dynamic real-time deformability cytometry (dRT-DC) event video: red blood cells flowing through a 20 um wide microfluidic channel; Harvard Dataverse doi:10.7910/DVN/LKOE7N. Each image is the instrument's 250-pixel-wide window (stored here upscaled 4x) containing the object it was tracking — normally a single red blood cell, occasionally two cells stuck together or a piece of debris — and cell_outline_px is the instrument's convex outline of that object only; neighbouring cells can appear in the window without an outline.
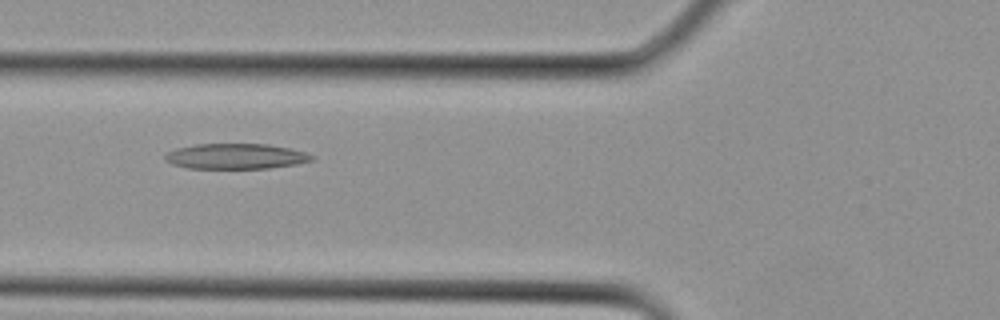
{"species": "Egyptian fruit bat (a non-hibernating species)", "species_latin": "Rousettus aegyptiacus", "temperature_condition": "cold", "stored_images_in_passage": 32, "camera_frame_rate_fps": 3000, "um_per_image_px": 0.085, "animal": {"sex": "female"}, "frame": {"image": 1, "passage_image": 12, "time_ms": 3.667, "image_size_px": [1000, 320], "cell_outline_px": [[316, 160], [296, 164], [268, 168], [188, 168], [172, 164], [164, 160], [164, 156], [168, 152], [176, 148], [196, 144], [268, 144], [288, 148], [304, 152], [316, 156]], "centroid_in_image_um": [20.06, 13.28], "position_along_channel_um": 105.7, "area_um2": 21.73}}
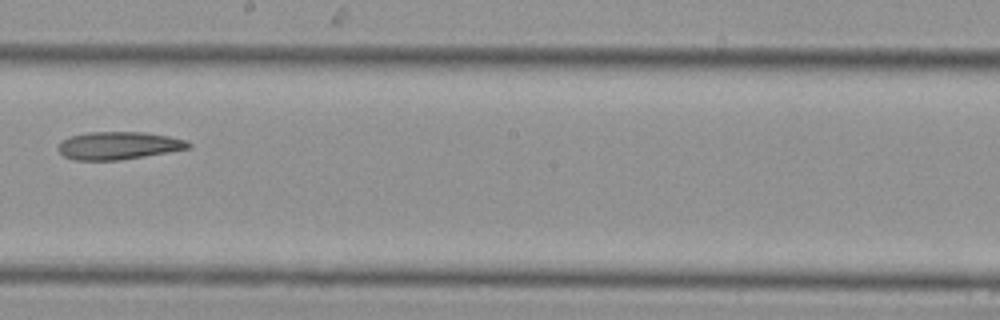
{"frame": {"image": 2, "passage_image": 18, "time_ms": 5.667, "image_size_px": [1000, 320], "cell_outline_px": [[192, 148], [120, 160], [72, 160], [64, 156], [56, 148], [60, 140], [72, 136], [88, 132], [144, 132], [168, 136], [188, 140], [192, 144]], "centroid_in_image_um": [10.08, 12.37], "position_along_channel_um": 238.1, "area_um2": 21.21}}
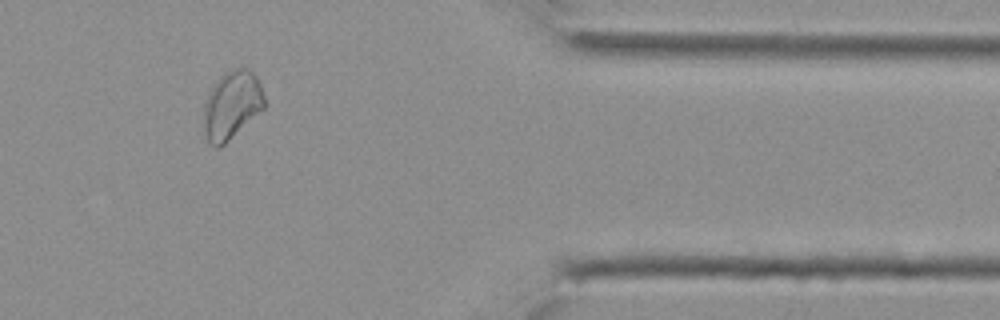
{"frame": {"image": 3, "passage_image": 26, "time_ms": 8.333, "image_size_px": [1000, 320], "cell_outline_px": [[264, 108], [220, 148], [216, 148], [204, 136], [204, 104], [208, 92], [216, 80], [224, 72], [236, 68], [248, 68], [256, 76], [260, 84], [264, 96]], "centroid_in_image_um": [19.68, 8.92], "position_along_channel_um": 391.7, "area_um2": 24.04}}